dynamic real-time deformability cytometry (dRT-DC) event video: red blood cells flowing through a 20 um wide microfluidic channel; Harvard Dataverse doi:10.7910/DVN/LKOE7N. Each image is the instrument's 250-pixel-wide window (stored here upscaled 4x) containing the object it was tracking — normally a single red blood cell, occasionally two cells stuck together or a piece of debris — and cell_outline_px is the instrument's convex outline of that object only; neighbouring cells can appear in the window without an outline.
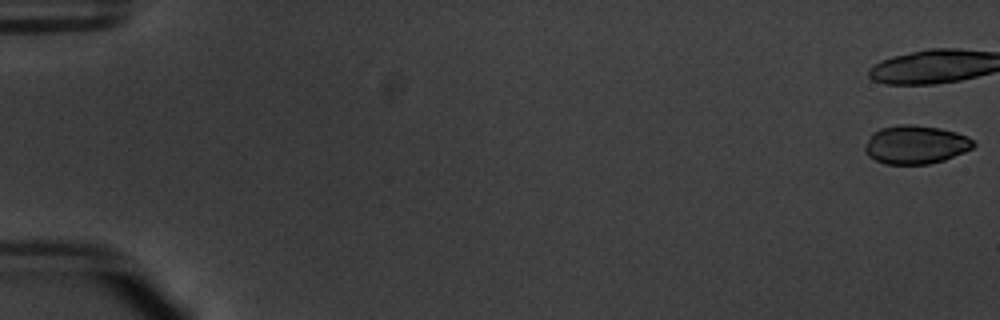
{"species": "common noctule bat (a hibernating species)", "species_latin": "Nyctalus noctula", "temperature_condition": "warm", "stored_images_in_passage": 23, "camera_frame_rate_fps": 3000, "um_per_image_px": 0.085, "animal": {"sex": "male", "body_mass_g": 20.1, "forearm_length_mm": 53.5}, "frame": {"image": 1, "passage_image": 1, "time_ms": 0.0, "image_size_px": [1000, 320], "cell_outline_px": [[976, 144], [972, 148], [964, 152], [944, 160], [928, 164], [884, 164], [868, 156], [864, 152], [864, 148], [872, 132], [880, 128], [896, 124], [916, 124], [940, 128], [956, 132], [968, 136]], "centroid_in_image_um": [77.81, 12.28], "position_along_channel_um": 7.2, "area_um2": 24.57}}